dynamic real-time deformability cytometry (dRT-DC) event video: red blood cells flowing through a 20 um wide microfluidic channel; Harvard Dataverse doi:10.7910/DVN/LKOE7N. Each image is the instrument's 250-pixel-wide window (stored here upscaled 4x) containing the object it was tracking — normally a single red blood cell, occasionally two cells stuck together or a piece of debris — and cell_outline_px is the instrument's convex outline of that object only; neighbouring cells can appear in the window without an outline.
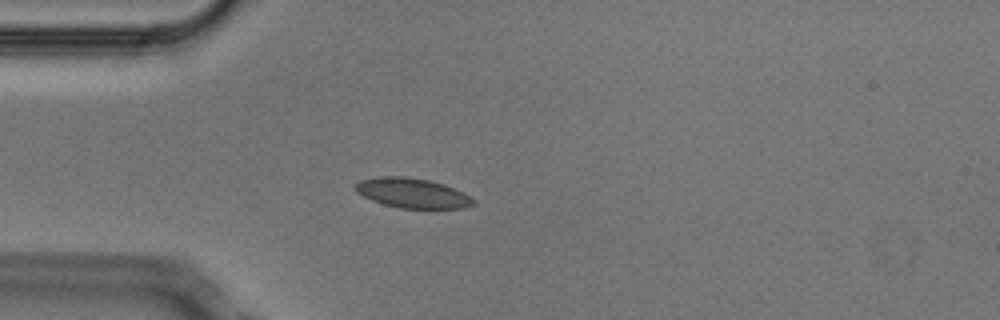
{"species": "Egyptian fruit bat (a non-hibernating species)", "species_latin": "Rousettus aegyptiacus", "temperature_condition": "cold", "stored_images_in_passage": 5, "camera_frame_rate_fps": 3000, "um_per_image_px": 0.085, "animal": {"sex": "male"}, "frame": {"image": 1, "passage_image": 5, "time_ms": 1.333, "image_size_px": [1000, 320], "cell_outline_px": [[476, 204], [464, 208], [400, 208], [384, 204], [372, 200], [356, 192], [352, 188], [360, 180], [384, 176], [404, 176], [428, 180], [444, 184], [464, 192], [472, 196], [476, 200]], "centroid_in_image_um": [35.09, 16.41], "position_along_channel_um": 49.9, "area_um2": 20.58}}